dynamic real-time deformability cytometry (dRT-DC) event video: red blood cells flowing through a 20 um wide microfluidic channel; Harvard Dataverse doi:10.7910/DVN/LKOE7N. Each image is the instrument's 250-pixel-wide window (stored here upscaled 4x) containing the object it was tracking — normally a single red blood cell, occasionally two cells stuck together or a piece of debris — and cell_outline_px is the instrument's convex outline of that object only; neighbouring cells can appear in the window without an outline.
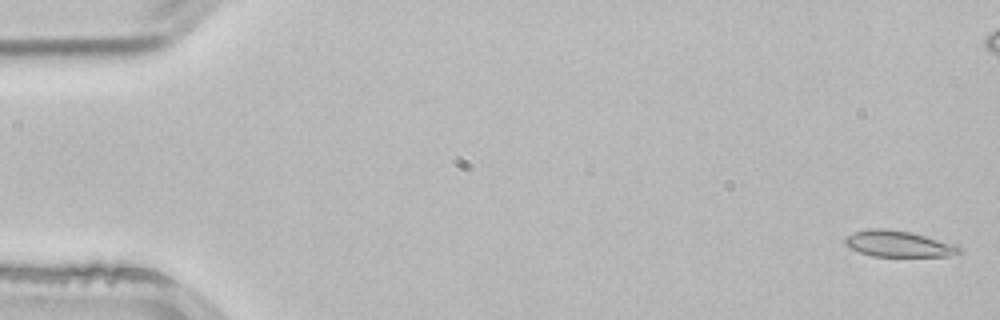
{"species": "common noctule bat (a hibernating species)", "species_latin": "Nyctalus noctula", "temperature_condition": "room temperature", "stored_images_in_passage": 54, "camera_frame_rate_fps": 3000, "um_per_image_px": 0.085, "animal": {"sex": "male", "body_mass_g": 21.5, "forearm_length_mm": 52.0}, "frame": {"image": 1, "passage_image": 2, "time_ms": 0.333, "image_size_px": [1000, 320], "cell_outline_px": [[960, 252], [948, 256], [872, 256], [860, 252], [844, 244], [844, 240], [848, 236], [856, 232], [868, 228], [884, 228], [912, 232], [960, 244]], "centroid_in_image_um": [76.43, 20.71], "position_along_channel_um": 8.6, "area_um2": 17.51}}
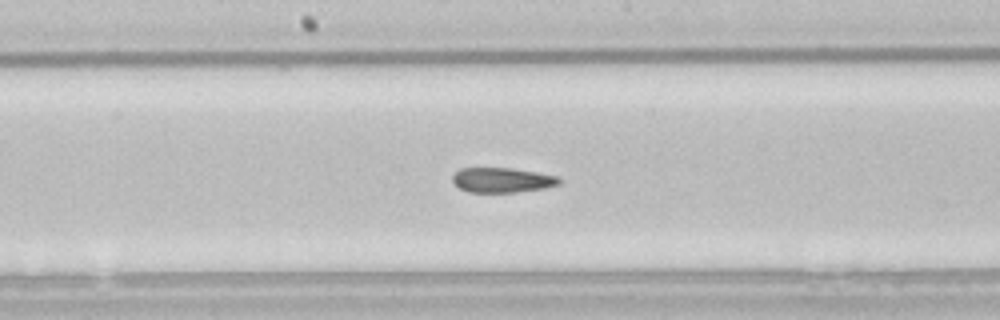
{"frame": {"image": 2, "passage_image": 28, "time_ms": 9.0, "image_size_px": [1000, 320], "cell_outline_px": [[560, 184], [544, 188], [516, 192], [468, 192], [460, 188], [452, 180], [452, 176], [460, 168], [508, 168], [536, 172], [560, 176]], "centroid_in_image_um": [42.69, 15.3], "position_along_channel_um": 205.5, "area_um2": 15.37}}
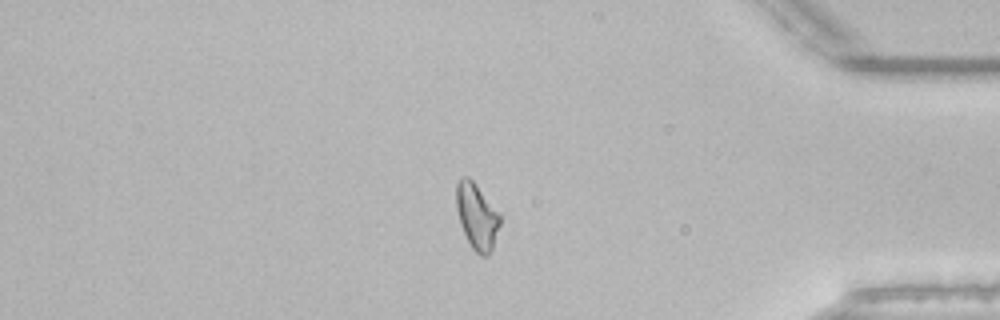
{"frame": {"image": 3, "passage_image": 45, "time_ms": 14.667, "image_size_px": [1000, 320], "cell_outline_px": [[500, 224], [492, 252], [488, 256], [480, 256], [472, 248], [460, 224], [456, 208], [456, 184], [460, 176], [468, 176], [476, 184], [500, 216]], "centroid_in_image_um": [40.51, 18.4], "position_along_channel_um": 394.7, "area_um2": 16.7}, "authors_computed_cell_mechanics": {"area_um2": 16.9065, "velocity_mm_per_s": 3.8832, "shape_relaxation_time_tau1_ms": null, "shape_relaxation_time_tau2_ms": 3.2708, "deformation_change_tau1": null, "deformation_change_tau2": 0.0763}}